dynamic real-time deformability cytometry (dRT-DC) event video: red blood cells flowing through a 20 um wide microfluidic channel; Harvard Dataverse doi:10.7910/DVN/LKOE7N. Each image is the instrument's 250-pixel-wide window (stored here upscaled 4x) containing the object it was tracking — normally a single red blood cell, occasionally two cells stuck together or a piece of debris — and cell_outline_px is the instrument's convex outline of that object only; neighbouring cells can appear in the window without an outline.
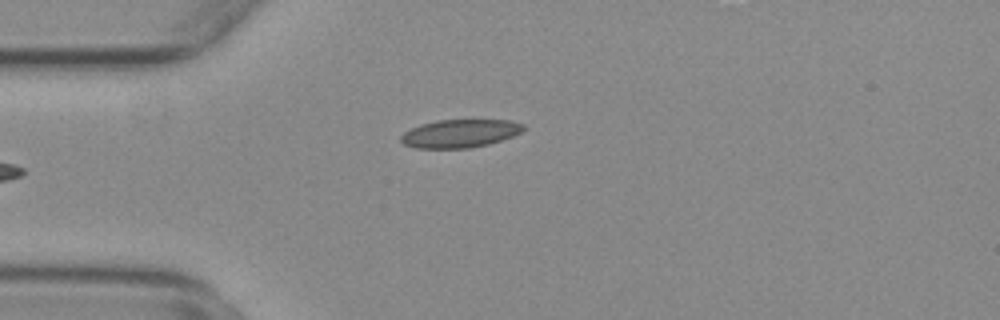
{"species": "common noctule bat (a hibernating species)", "species_latin": "Nyctalus noctula", "temperature_condition": "warm", "stored_images_in_passage": 38, "camera_frame_rate_fps": 3000, "um_per_image_px": 0.085, "animal": {"sex": "female", "body_mass_g": 29.2, "forearm_length_mm": 56.3}, "frame": {"image": 1, "passage_image": 1, "time_ms": 0.0, "image_size_px": [1000, 320], "cell_outline_px": [[524, 128], [520, 132], [512, 136], [488, 144], [468, 148], [416, 148], [404, 144], [400, 140], [400, 136], [404, 132], [420, 124], [436, 120], [512, 120], [524, 124]], "centroid_in_image_um": [39.07, 11.34], "position_along_channel_um": 45.9, "area_um2": 20.0}}
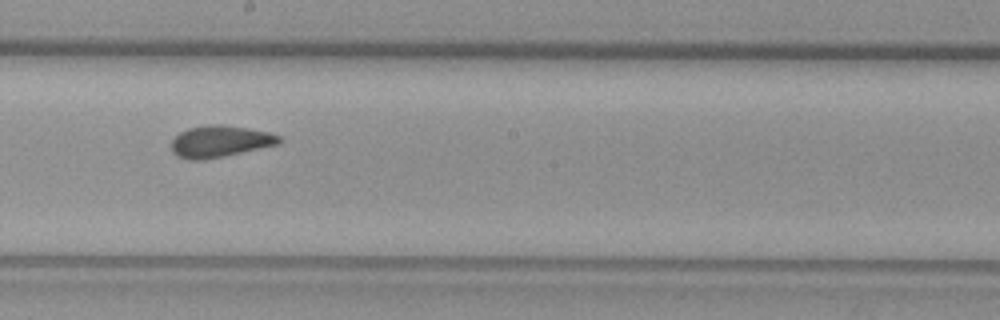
{"frame": {"image": 2, "passage_image": 17, "time_ms": 5.333, "image_size_px": [1000, 320], "cell_outline_px": [[284, 140], [276, 144], [224, 156], [204, 160], [188, 160], [176, 156], [172, 152], [172, 140], [180, 132], [188, 128], [208, 124], [220, 124], [248, 128], [268, 132], [280, 136]], "centroid_in_image_um": [18.66, 12.02], "position_along_channel_um": 229.5, "area_um2": 19.83}}
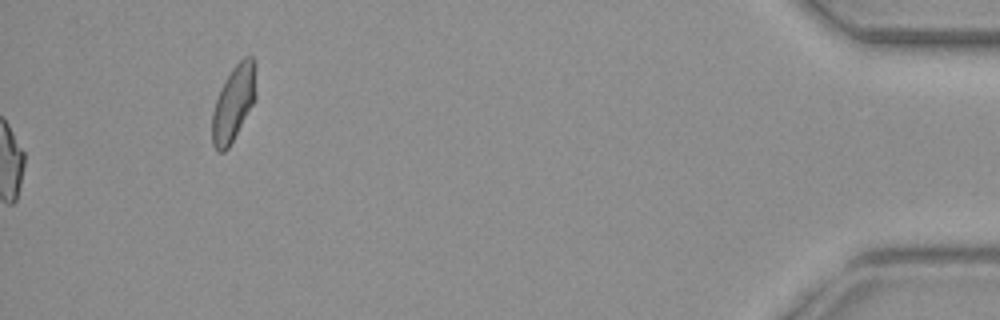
{"frame": {"image": 3, "passage_image": 38, "time_ms": 12.333, "image_size_px": [1000, 320], "cell_outline_px": [[256, 100], [228, 148], [224, 152], [216, 152], [212, 144], [212, 112], [216, 100], [232, 68], [244, 56], [252, 56], [256, 60]], "centroid_in_image_um": [19.89, 8.76], "position_along_channel_um": 415.3, "area_um2": 19.42}, "authors_computed_cell_mechanics": {"area_um2": 19.3052, "velocity_mm_per_s": 3.7271, "shape_relaxation_time_tau1_ms": 10.693, "shape_relaxation_time_tau2_ms": 1.5659, "deformation_change_tau1": 0.1933, "deformation_change_tau2": 0.0549}}